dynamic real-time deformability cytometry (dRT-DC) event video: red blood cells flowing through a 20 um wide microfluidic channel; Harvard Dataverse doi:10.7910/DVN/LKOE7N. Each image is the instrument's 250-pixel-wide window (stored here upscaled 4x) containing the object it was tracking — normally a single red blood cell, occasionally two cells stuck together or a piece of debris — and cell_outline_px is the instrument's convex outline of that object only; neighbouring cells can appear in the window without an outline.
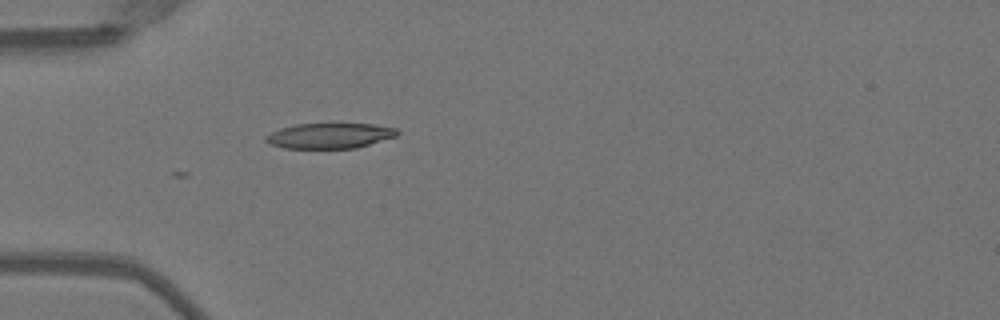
{"species": "Egyptian fruit bat (a non-hibernating species)", "species_latin": "Rousettus aegyptiacus", "temperature_condition": "warm", "stored_images_in_passage": 7, "camera_frame_rate_fps": 3000, "um_per_image_px": 0.085, "animal": {"sex": "female"}, "frame": {"image": 1, "passage_image": 1, "time_ms": 0.0, "image_size_px": [1000, 320], "cell_outline_px": [[400, 132], [396, 136], [356, 148], [284, 148], [268, 144], [264, 140], [264, 136], [280, 128], [296, 124], [332, 120], [372, 124], [396, 128]], "centroid_in_image_um": [28.01, 11.48], "position_along_channel_um": 57.0, "area_um2": 20.46}}
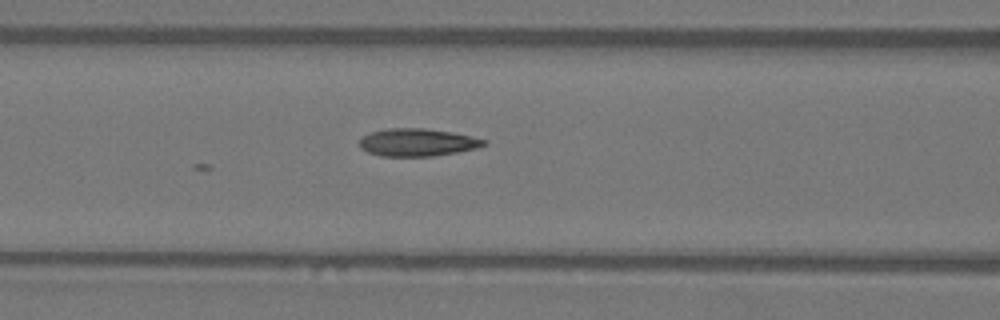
{"frame": {"image": 2, "passage_image": 7, "time_ms": 2.0, "image_size_px": [1000, 320], "cell_outline_px": [[488, 140], [484, 144], [476, 148], [456, 152], [432, 156], [380, 156], [368, 152], [360, 148], [360, 136], [372, 132], [388, 128], [424, 128], [452, 132], [472, 136]], "centroid_in_image_um": [35.45, 12.09], "position_along_channel_um": 131.2, "area_um2": 20.0}}